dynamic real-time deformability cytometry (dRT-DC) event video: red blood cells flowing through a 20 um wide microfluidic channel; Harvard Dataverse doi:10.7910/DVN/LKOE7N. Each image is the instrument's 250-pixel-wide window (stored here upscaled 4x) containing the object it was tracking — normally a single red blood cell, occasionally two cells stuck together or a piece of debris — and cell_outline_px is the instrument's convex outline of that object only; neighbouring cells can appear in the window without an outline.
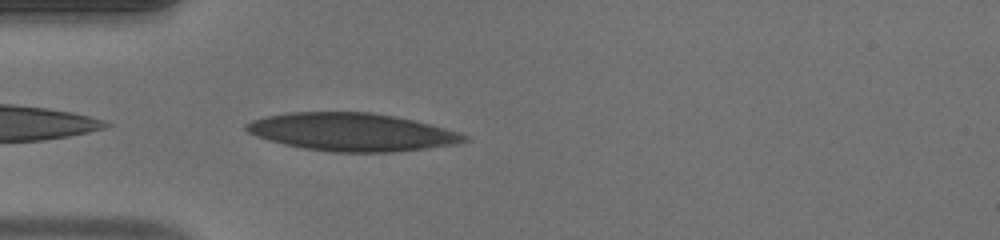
{"species": "human", "species_latin": "Homo sapiens", "temperature_condition": "warm", "stored_images_in_passage": 35, "camera_frame_rate_fps": 3000, "um_per_image_px": 0.085, "donor": {"sex": "male"}, "frame": {"image": 1, "passage_image": 1, "time_ms": 0.0, "image_size_px": [1000, 240], "cell_outline_px": [[468, 140], [456, 144], [392, 152], [332, 152], [304, 148], [284, 144], [268, 140], [256, 136], [248, 132], [244, 128], [244, 124], [252, 120], [264, 116], [288, 112], [372, 112], [412, 120], [444, 128], [468, 136]], "centroid_in_image_um": [29.83, 11.22], "position_along_channel_um": 55.2, "area_um2": 47.86}}
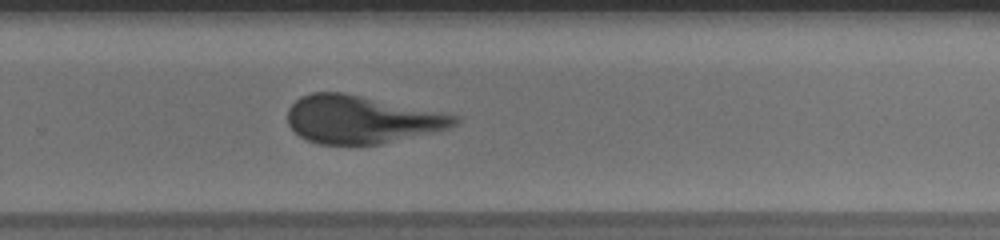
{"frame": {"image": 2, "passage_image": 19, "time_ms": 6.0, "image_size_px": [1000, 240], "cell_outline_px": [[460, 120], [456, 124], [448, 128], [432, 132], [380, 144], [320, 144], [308, 140], [300, 136], [288, 124], [288, 108], [300, 96], [312, 92], [344, 92], [460, 116]], "centroid_in_image_um": [30.7, 10.14], "position_along_channel_um": 299.1, "area_um2": 46.24}}
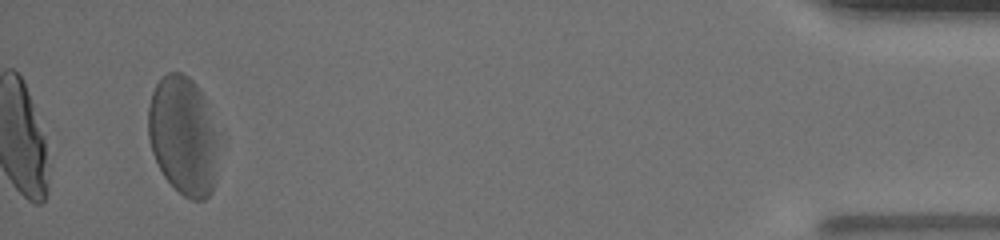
{"frame": {"image": 3, "passage_image": 33, "time_ms": 10.667, "image_size_px": [1000, 240], "cell_outline_px": [[220, 140], [212, 192], [204, 200], [192, 200], [184, 196], [164, 176], [152, 152], [148, 136], [148, 104], [152, 92], [156, 84], [168, 72], [180, 72], [188, 76], [192, 80], [204, 96]], "centroid_in_image_um": [15.58, 11.52], "position_along_channel_um": 419.6, "area_um2": 48.78}, "authors_computed_cell_mechanics": {"area_um2": 46.9336, "velocity_mm_per_s": 4.1841, "shape_relaxation_time_tau1_ms": 4.5472, "shape_relaxation_time_tau2_ms": 1.3038, "deformation_change_tau1": 0.1997, "deformation_change_tau2": 0.0986}}